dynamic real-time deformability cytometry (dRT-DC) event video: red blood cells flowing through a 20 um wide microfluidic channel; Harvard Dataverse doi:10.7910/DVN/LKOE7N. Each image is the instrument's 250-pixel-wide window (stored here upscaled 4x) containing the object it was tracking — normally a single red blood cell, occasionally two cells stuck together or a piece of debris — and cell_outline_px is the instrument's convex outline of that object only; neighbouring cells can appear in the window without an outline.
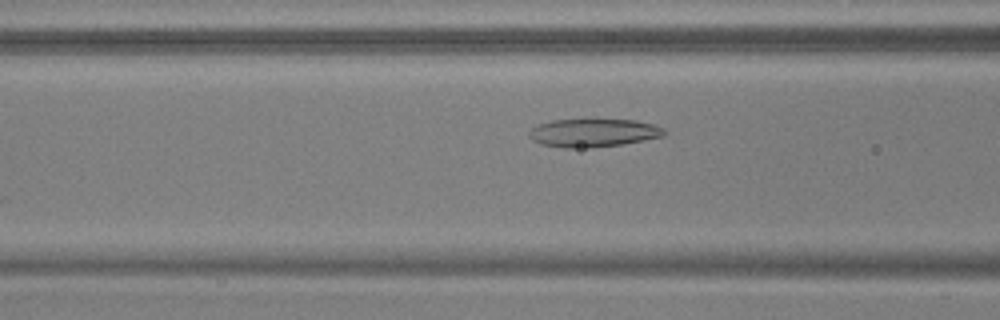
{"species": "common noctule bat (a hibernating species)", "species_latin": "Nyctalus noctula", "temperature_condition": "warm", "stored_images_in_passage": 43, "camera_frame_rate_fps": 3000, "um_per_image_px": 0.085, "animal": {"sex": "male", "body_mass_g": 17.9, "forearm_length_mm": 54.2}, "frame": {"image": 1, "passage_image": 11, "time_ms": 3.333, "image_size_px": [1000, 320], "cell_outline_px": [[668, 132], [664, 136], [644, 140], [620, 144], [592, 148], [564, 148], [540, 144], [532, 140], [528, 136], [528, 132], [532, 128], [540, 124], [552, 120], [636, 120], [656, 124], [664, 128]], "centroid_in_image_um": [50.46, 11.3], "position_along_channel_um": 116.1, "area_um2": 22.31}}
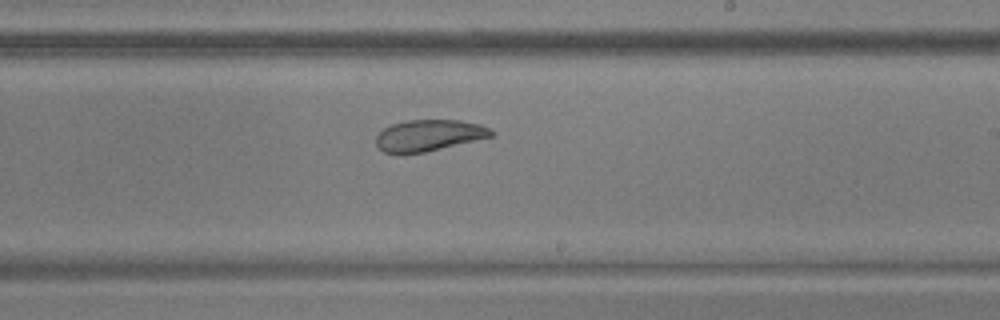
{"frame": {"image": 2, "passage_image": 22, "time_ms": 7.0, "image_size_px": [1000, 320], "cell_outline_px": [[496, 132], [492, 136], [424, 152], [384, 152], [376, 144], [376, 136], [384, 128], [392, 124], [408, 120], [460, 120], [480, 124]], "centroid_in_image_um": [36.47, 11.48], "position_along_channel_um": 252.5, "area_um2": 20.58}}
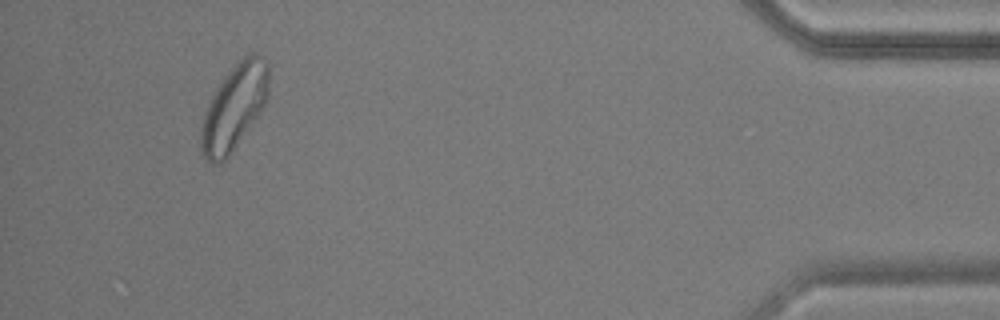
{"frame": {"image": 3, "passage_image": 40, "time_ms": 13.0, "image_size_px": [1000, 320], "cell_outline_px": [[268, 96], [264, 104], [256, 116], [228, 156], [220, 164], [212, 164], [204, 156], [200, 148], [200, 128], [208, 104], [216, 88], [224, 76], [236, 60], [252, 52], [256, 52], [268, 60]], "centroid_in_image_um": [19.89, 9.06], "position_along_channel_um": 415.3, "area_um2": 33.41}, "authors_computed_cell_mechanics": {"area_um2": 24.6228, "velocity_mm_per_s": 3.7258, "shape_relaxation_time_tau1_ms": null, "shape_relaxation_time_tau2_ms": 1.4178, "deformation_change_tau1": null, "deformation_change_tau2": 0.0775}}